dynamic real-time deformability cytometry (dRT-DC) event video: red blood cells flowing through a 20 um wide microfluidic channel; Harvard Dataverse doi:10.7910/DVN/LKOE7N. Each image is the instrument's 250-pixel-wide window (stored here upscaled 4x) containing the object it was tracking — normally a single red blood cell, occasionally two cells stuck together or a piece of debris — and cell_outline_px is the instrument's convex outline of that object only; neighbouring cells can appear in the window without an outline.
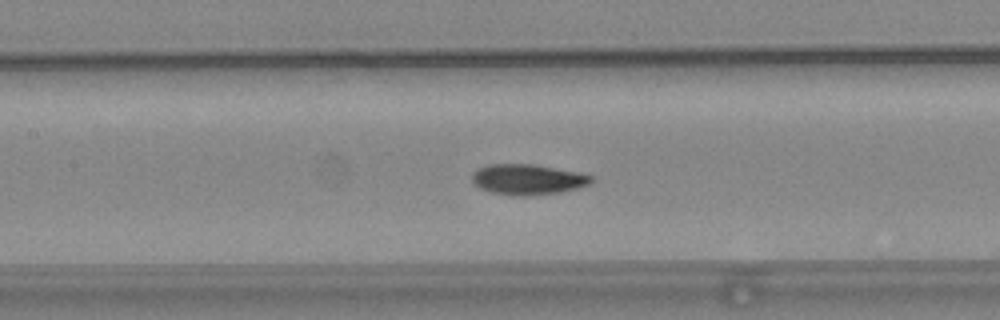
{"species": "common noctule bat (a hibernating species)", "species_latin": "Nyctalus noctula", "temperature_condition": "warm", "stored_images_in_passage": 54, "camera_frame_rate_fps": 3000, "um_per_image_px": 0.085, "animal": {"sex": "female", "body_mass_g": 24.6, "forearm_length_mm": 56.2}, "frame": {"image": 1, "passage_image": 24, "time_ms": 7.667, "image_size_px": [1000, 320], "cell_outline_px": [[596, 180], [588, 184], [576, 188], [560, 192], [524, 196], [512, 196], [492, 192], [480, 188], [472, 180], [472, 172], [488, 164], [536, 164], [580, 172], [592, 176]], "centroid_in_image_um": [44.88, 15.24], "position_along_channel_um": 162.5, "area_um2": 21.27}}
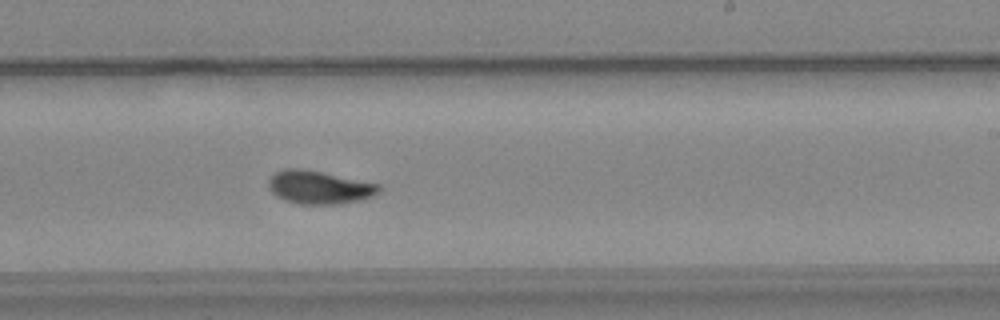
{"frame": {"image": 2, "passage_image": 32, "time_ms": 10.333, "image_size_px": [1000, 320], "cell_outline_px": [[380, 192], [372, 196], [360, 200], [340, 204], [296, 204], [284, 200], [276, 196], [268, 188], [268, 180], [276, 172], [284, 168], [300, 168], [380, 184]], "centroid_in_image_um": [27.11, 15.93], "position_along_channel_um": 261.9, "area_um2": 21.33}}
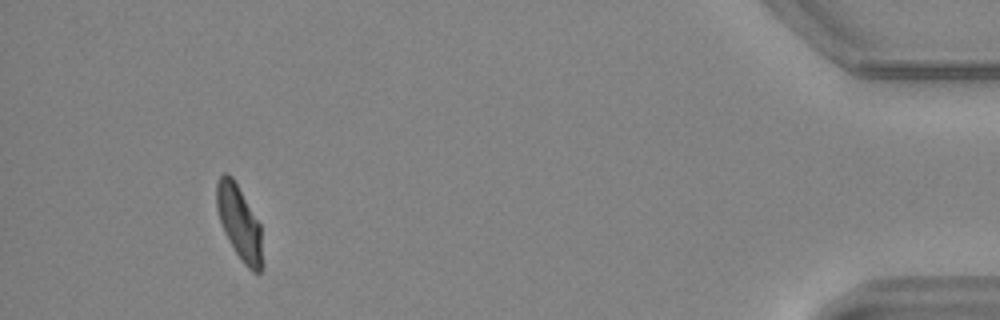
{"frame": {"image": 3, "passage_image": 50, "time_ms": 16.333, "image_size_px": [1000, 320], "cell_outline_px": [[264, 268], [260, 272], [252, 272], [244, 264], [228, 240], [224, 232], [216, 208], [216, 184], [220, 176], [224, 172], [228, 172], [232, 176], [260, 224], [264, 264]], "centroid_in_image_um": [20.36, 18.96], "position_along_channel_um": 414.8, "area_um2": 19.94}, "authors_computed_cell_mechanics": {"area_um2": 20.4612, "velocity_mm_per_s": 3.7456, "shape_relaxation_time_tau1_ms": 5.4823, "shape_relaxation_time_tau2_ms": 2.1357, "deformation_change_tau1": 0.1696, "deformation_change_tau2": 0.065}}